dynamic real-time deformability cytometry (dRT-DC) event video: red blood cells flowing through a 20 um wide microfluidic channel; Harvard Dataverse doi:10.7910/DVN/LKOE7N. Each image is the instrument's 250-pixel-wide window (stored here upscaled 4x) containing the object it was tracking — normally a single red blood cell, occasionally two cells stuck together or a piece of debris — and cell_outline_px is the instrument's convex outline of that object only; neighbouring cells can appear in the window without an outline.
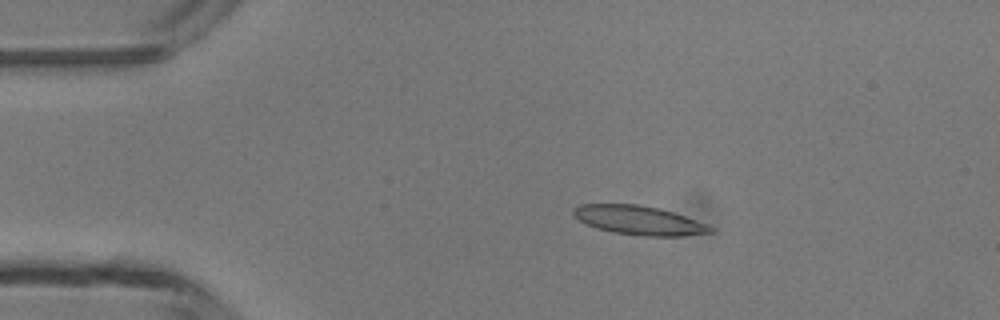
{"species": "common noctule bat (a hibernating species)", "species_latin": "Nyctalus noctula", "temperature_condition": "room temperature", "stored_images_in_passage": 2, "camera_frame_rate_fps": 3000, "um_per_image_px": 0.085, "animal": {"sex": "male", "body_mass_g": 13.3}, "frame": {"image": 1, "passage_image": 1, "time_ms": 0.0, "image_size_px": [1000, 320], "cell_outline_px": [[716, 232], [684, 236], [644, 236], [612, 232], [596, 228], [572, 216], [572, 208], [580, 204], [636, 204], [660, 208], [696, 220], [712, 228]], "centroid_in_image_um": [54.28, 18.72], "position_along_channel_um": 30.7, "area_um2": 23.12}}
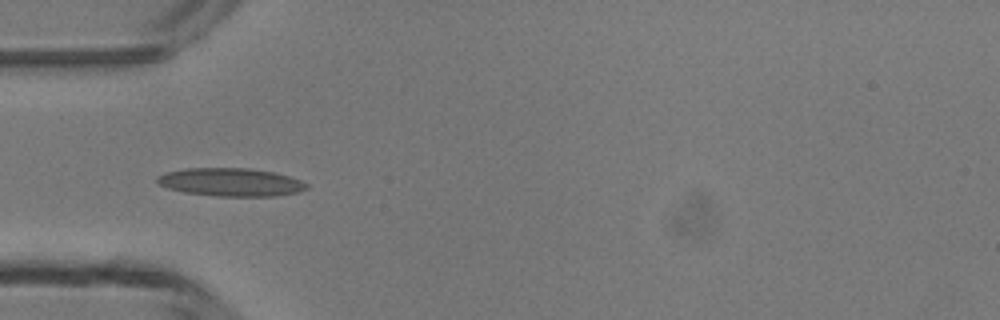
{"frame": {"image": 2, "passage_image": 2, "time_ms": 2.0, "image_size_px": [1000, 320], "cell_outline_px": [[308, 188], [300, 192], [276, 196], [216, 196], [184, 192], [168, 188], [160, 184], [156, 180], [156, 176], [168, 172], [184, 168], [248, 168], [272, 172], [288, 176], [300, 180], [308, 184]], "centroid_in_image_um": [19.63, 15.49], "position_along_channel_um": 65.4, "area_um2": 24.45}}